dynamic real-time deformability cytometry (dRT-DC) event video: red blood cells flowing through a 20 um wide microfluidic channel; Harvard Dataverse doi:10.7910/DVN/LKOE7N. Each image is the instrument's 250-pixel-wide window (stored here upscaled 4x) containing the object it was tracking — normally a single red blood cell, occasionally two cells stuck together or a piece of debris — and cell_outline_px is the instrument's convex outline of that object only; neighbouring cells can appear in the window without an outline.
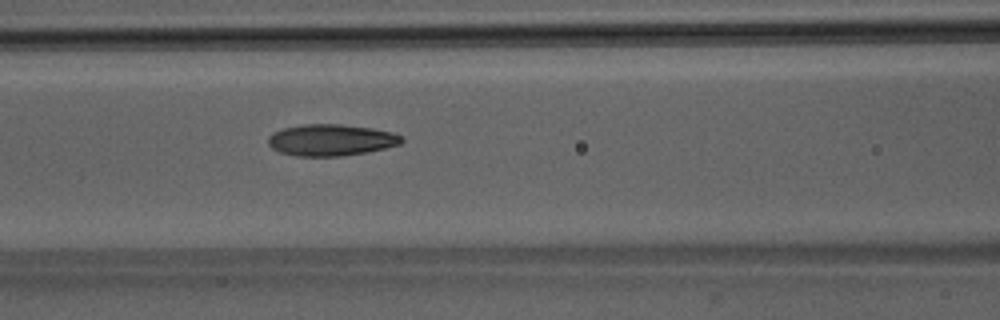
{"species": "Egyptian fruit bat (a non-hibernating species)", "species_latin": "Rousettus aegyptiacus", "temperature_condition": "room temperature", "stored_images_in_passage": 51, "camera_frame_rate_fps": 3000, "um_per_image_px": 0.085, "animal": {"sex": "male"}, "frame": {"image": 1, "passage_image": 22, "time_ms": 7.0, "image_size_px": [1000, 320], "cell_outline_px": [[404, 140], [400, 144], [384, 148], [364, 152], [340, 156], [296, 156], [280, 152], [272, 148], [268, 144], [268, 136], [272, 132], [284, 128], [304, 124], [340, 124], [372, 128], [392, 132], [404, 136]], "centroid_in_image_um": [28.13, 11.89], "position_along_channel_um": 138.5, "area_um2": 24.51}}
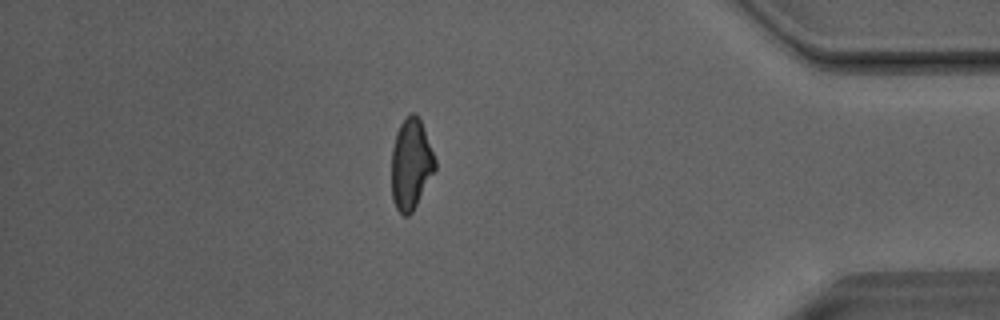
{"frame": {"image": 2, "passage_image": 44, "time_ms": 14.333, "image_size_px": [1000, 320], "cell_outline_px": [[436, 168], [412, 212], [408, 216], [404, 216], [396, 208], [392, 200], [392, 148], [396, 132], [400, 124], [408, 112], [416, 112], [424, 128], [436, 160]], "centroid_in_image_um": [34.92, 13.91], "position_along_channel_um": 400.3, "area_um2": 23.06}}
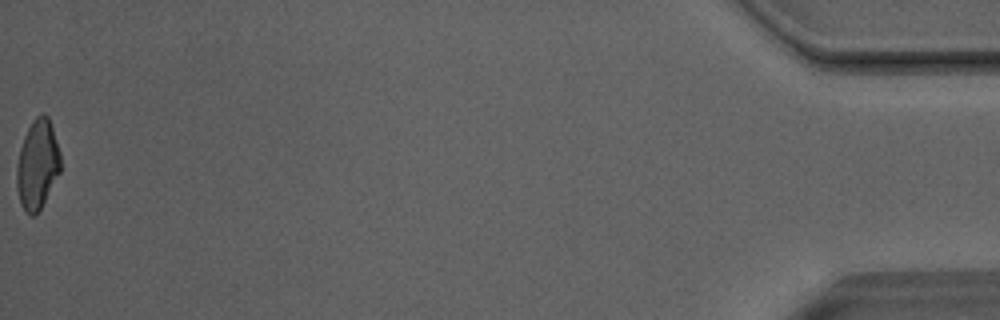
{"frame": {"image": 3, "passage_image": 51, "time_ms": 16.667, "image_size_px": [1000, 320], "cell_outline_px": [[60, 172], [40, 208], [32, 216], [24, 212], [20, 204], [16, 188], [16, 164], [20, 148], [24, 136], [32, 120], [40, 112], [44, 112], [48, 116], [60, 152]], "centroid_in_image_um": [3.15, 13.96], "position_along_channel_um": 432.0, "area_um2": 22.89}, "authors_computed_cell_mechanics": {"area_um2": 23.9292, "velocity_mm_per_s": 4.0854, "shape_relaxation_time_tau1_ms": 7.3194, "shape_relaxation_time_tau2_ms": 2.3874, "deformation_change_tau1": 0.2041, "deformation_change_tau2": 0.1013}}